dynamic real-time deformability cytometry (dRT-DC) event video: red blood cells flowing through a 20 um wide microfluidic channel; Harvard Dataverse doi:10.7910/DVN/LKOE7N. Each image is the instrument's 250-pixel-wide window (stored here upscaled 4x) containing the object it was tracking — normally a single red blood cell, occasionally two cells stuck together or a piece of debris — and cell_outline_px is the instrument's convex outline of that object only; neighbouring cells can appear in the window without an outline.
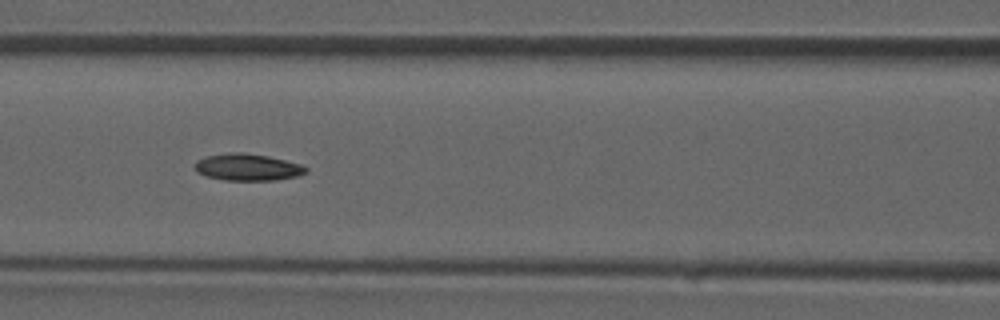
{"species": "common noctule bat (a hibernating species)", "species_latin": "Nyctalus noctula", "temperature_condition": "room temperature", "stored_images_in_passage": 43, "camera_frame_rate_fps": 3000, "um_per_image_px": 0.085, "animal": {"sex": "male", "forearm_length_mm": 52.5}, "frame": {"image": 1, "passage_image": 19, "time_ms": 6.0, "image_size_px": [1000, 320], "cell_outline_px": [[308, 172], [296, 176], [272, 180], [224, 180], [204, 176], [196, 172], [196, 160], [204, 156], [228, 152], [244, 152], [268, 156], [300, 164], [308, 168]], "centroid_in_image_um": [21.0, 14.2], "position_along_channel_um": 145.6, "area_um2": 17.46}}